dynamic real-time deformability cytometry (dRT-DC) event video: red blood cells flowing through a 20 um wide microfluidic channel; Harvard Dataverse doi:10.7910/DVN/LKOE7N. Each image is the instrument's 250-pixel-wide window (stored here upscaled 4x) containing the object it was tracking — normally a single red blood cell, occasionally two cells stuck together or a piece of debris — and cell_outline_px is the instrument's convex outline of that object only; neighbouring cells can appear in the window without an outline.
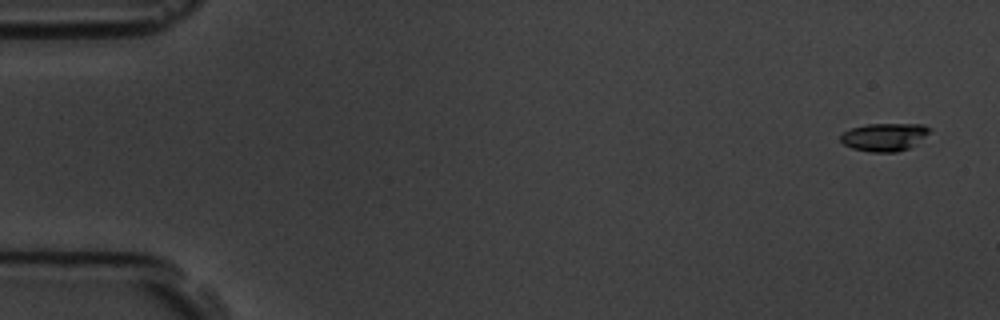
{"species": "common noctule bat (a hibernating species)", "species_latin": "Nyctalus noctula", "temperature_condition": "room temperature", "stored_images_in_passage": 5, "camera_frame_rate_fps": 3000, "um_per_image_px": 0.085, "animal": {"sex": "male", "body_mass_g": 19.5, "forearm_length_mm": 54.6}, "frame": {"image": 1, "passage_image": 1, "time_ms": 0.0, "image_size_px": [1000, 320], "cell_outline_px": [[932, 128], [924, 136], [908, 148], [896, 152], [868, 152], [852, 148], [844, 144], [840, 140], [840, 136], [844, 132], [852, 128], [868, 124], [924, 124]], "centroid_in_image_um": [75.14, 11.64], "position_along_channel_um": 9.9, "area_um2": 14.28}}
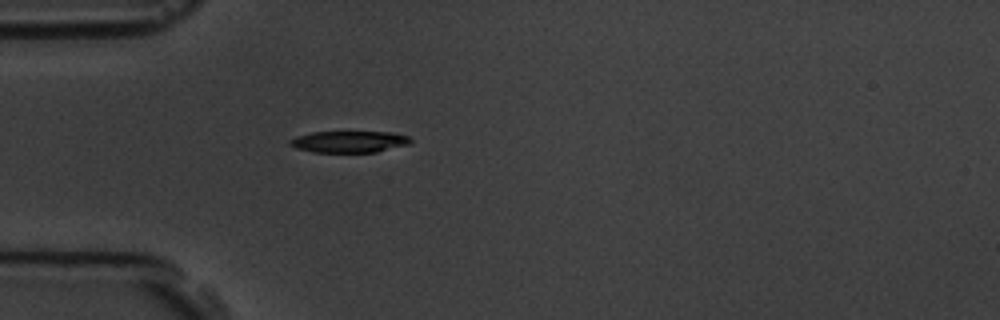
{"frame": {"image": 2, "passage_image": 5, "time_ms": 4.667, "image_size_px": [1000, 320], "cell_outline_px": [[412, 140], [408, 144], [376, 152], [312, 152], [296, 148], [288, 144], [288, 140], [296, 136], [312, 132], [392, 132], [408, 136]], "centroid_in_image_um": [29.63, 12.04], "position_along_channel_um": 55.4, "area_um2": 15.14}}